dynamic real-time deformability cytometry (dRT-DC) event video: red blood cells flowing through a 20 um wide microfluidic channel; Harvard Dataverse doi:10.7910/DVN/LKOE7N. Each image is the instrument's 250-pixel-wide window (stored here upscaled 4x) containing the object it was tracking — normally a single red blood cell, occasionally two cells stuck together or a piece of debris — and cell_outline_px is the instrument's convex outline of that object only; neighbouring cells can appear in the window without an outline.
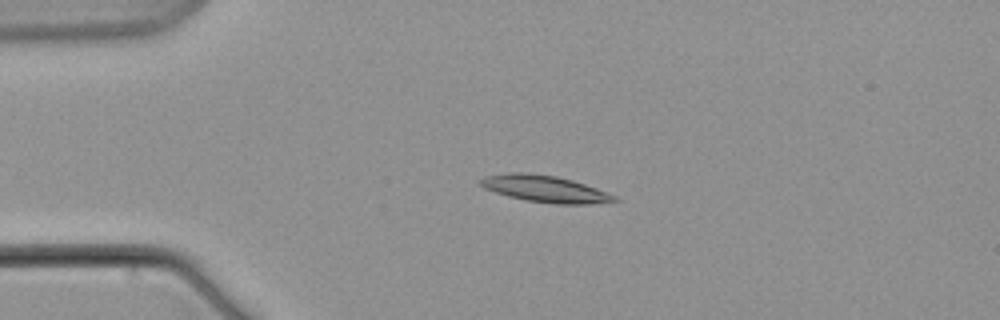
{"species": "common noctule bat (a hibernating species)", "species_latin": "Nyctalus noctula", "temperature_condition": "warm", "stored_images_in_passage": 6, "camera_frame_rate_fps": 3000, "um_per_image_px": 0.085, "animal": {"sex": "male", "body_mass_g": 21.5, "forearm_length_mm": 52.0}, "frame": {"image": 1, "passage_image": 5, "time_ms": 5.667, "image_size_px": [1000, 320], "cell_outline_px": [[620, 200], [592, 204], [556, 204], [528, 200], [508, 196], [484, 188], [480, 184], [480, 180], [484, 176], [508, 172], [528, 172], [556, 176], [572, 180], [608, 192], [616, 196]], "centroid_in_image_um": [46.33, 16.04], "position_along_channel_um": 38.7, "area_um2": 20.81}}